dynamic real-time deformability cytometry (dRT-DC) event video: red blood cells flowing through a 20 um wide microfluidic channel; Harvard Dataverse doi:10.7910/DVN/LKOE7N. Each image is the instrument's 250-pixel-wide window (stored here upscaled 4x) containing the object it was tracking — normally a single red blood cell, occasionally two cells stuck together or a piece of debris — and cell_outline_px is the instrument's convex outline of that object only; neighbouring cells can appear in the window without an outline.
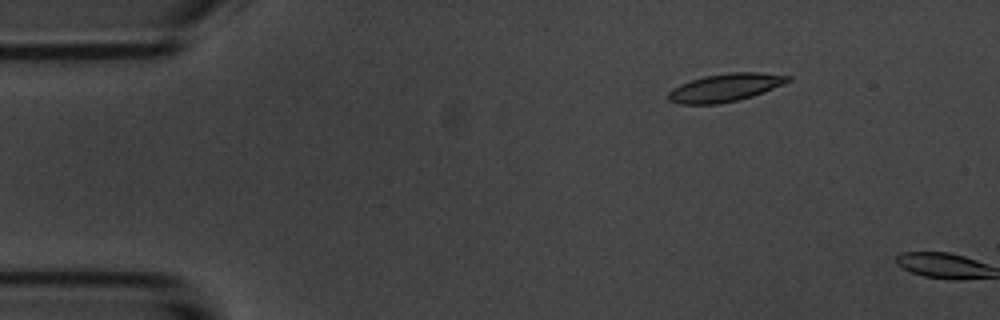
{"species": "common noctule bat (a hibernating species)", "species_latin": "Nyctalus noctula", "temperature_condition": "room temperature", "stored_images_in_passage": 3, "camera_frame_rate_fps": 3000, "um_per_image_px": 0.085, "animal": {"sex": "male", "body_mass_g": 20.1, "forearm_length_mm": 53.5}, "frame": {"image": 1, "passage_image": 2, "time_ms": 2.0, "image_size_px": [1000, 320], "cell_outline_px": [[792, 80], [764, 92], [752, 96], [720, 104], [680, 104], [668, 100], [668, 92], [672, 88], [680, 84], [704, 76], [728, 72], [760, 72], [792, 76]], "centroid_in_image_um": [61.65, 7.44], "position_along_channel_um": 23.4, "area_um2": 19.54}}